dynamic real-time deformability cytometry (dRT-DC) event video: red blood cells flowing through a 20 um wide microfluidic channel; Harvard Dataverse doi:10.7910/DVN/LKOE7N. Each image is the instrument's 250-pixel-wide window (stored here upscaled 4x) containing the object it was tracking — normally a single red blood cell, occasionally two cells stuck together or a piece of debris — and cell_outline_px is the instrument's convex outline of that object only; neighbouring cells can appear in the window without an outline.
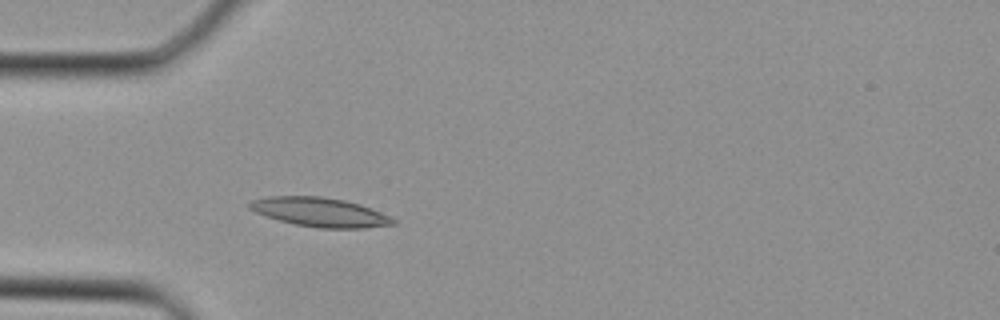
{"species": "Egyptian fruit bat (a non-hibernating species)", "species_latin": "Rousettus aegyptiacus", "temperature_condition": "cold", "stored_images_in_passage": 34, "camera_frame_rate_fps": 3000, "um_per_image_px": 0.085, "animal": {"sex": "female"}, "frame": {"image": 1, "passage_image": 9, "time_ms": 2.667, "image_size_px": [1000, 320], "cell_outline_px": [[396, 224], [364, 228], [320, 228], [296, 224], [280, 220], [256, 212], [248, 208], [248, 204], [252, 200], [268, 196], [320, 196], [344, 200], [360, 204], [380, 212], [396, 220]], "centroid_in_image_um": [27.2, 18.03], "position_along_channel_um": 57.8, "area_um2": 24.1}}
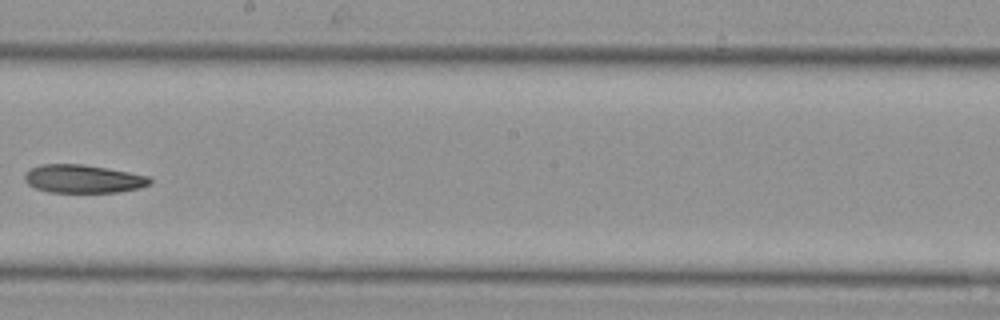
{"frame": {"image": 2, "passage_image": 19, "time_ms": 6.0, "image_size_px": [1000, 320], "cell_outline_px": [[152, 184], [140, 188], [116, 192], [48, 192], [36, 188], [28, 184], [24, 180], [24, 172], [40, 164], [84, 164], [128, 172], [148, 176], [152, 180]], "centroid_in_image_um": [7.05, 15.2], "position_along_channel_um": 241.1, "area_um2": 20.63}}
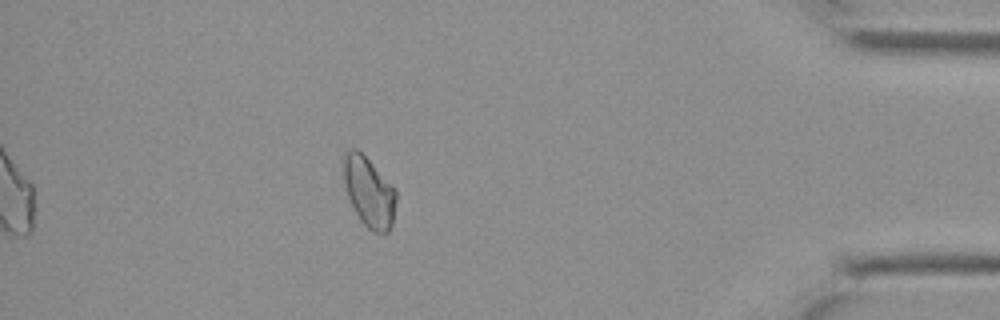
{"frame": {"image": 3, "passage_image": 30, "time_ms": 9.667, "image_size_px": [1000, 320], "cell_outline_px": [[396, 200], [392, 224], [388, 232], [372, 232], [360, 220], [348, 196], [344, 184], [340, 156], [348, 148], [356, 148], [396, 188]], "centroid_in_image_um": [31.32, 16.26], "position_along_channel_um": 403.9, "area_um2": 21.68}}